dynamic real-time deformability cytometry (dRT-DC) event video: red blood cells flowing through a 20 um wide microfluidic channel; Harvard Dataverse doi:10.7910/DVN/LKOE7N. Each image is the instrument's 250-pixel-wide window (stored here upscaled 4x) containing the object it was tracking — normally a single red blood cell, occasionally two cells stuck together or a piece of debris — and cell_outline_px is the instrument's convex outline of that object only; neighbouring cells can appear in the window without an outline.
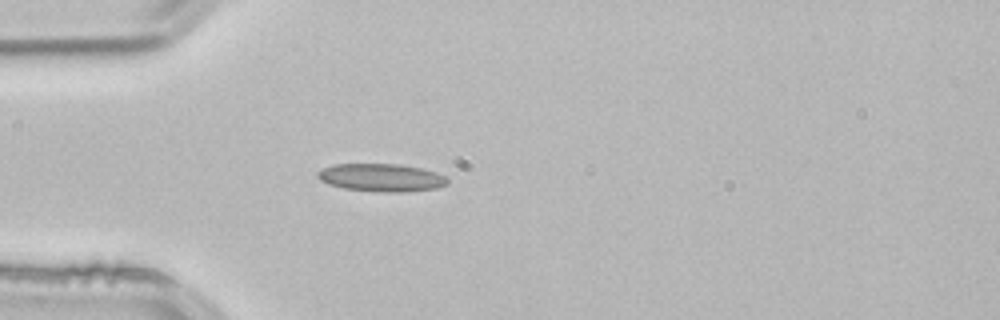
{"species": "common noctule bat (a hibernating species)", "species_latin": "Nyctalus noctula", "temperature_condition": "room temperature", "stored_images_in_passage": 4, "camera_frame_rate_fps": 3000, "um_per_image_px": 0.085, "animal": {"sex": "male", "body_mass_g": 21.5, "forearm_length_mm": 52.0}, "frame": {"image": 1, "passage_image": 4, "time_ms": 1.0, "image_size_px": [1000, 320], "cell_outline_px": [[448, 184], [436, 188], [404, 192], [380, 192], [344, 188], [328, 184], [320, 180], [316, 176], [316, 172], [332, 164], [396, 164], [420, 168], [436, 172], [444, 176], [448, 180]], "centroid_in_image_um": [32.39, 15.1], "position_along_channel_um": 52.6, "area_um2": 21.04}}